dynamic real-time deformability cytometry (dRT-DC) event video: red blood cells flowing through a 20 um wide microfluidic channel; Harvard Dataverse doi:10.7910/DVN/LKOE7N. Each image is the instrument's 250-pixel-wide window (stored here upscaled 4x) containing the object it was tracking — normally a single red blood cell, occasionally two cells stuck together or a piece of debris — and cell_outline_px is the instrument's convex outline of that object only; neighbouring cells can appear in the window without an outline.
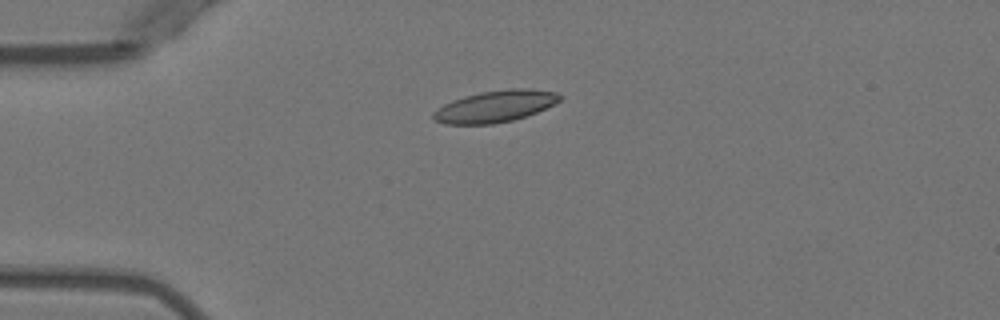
{"species": "Egyptian fruit bat (a non-hibernating species)", "species_latin": "Rousettus aegyptiacus", "temperature_condition": "warm", "stored_images_in_passage": 5, "camera_frame_rate_fps": 3000, "um_per_image_px": 0.085, "animal": {"sex": "female"}, "frame": {"image": 1, "passage_image": 4, "time_ms": 3.333, "image_size_px": [1000, 320], "cell_outline_px": [[560, 100], [536, 112], [512, 120], [492, 124], [444, 124], [432, 120], [432, 112], [436, 108], [452, 100], [464, 96], [480, 92], [508, 88], [532, 88], [556, 92], [560, 96]], "centroid_in_image_um": [42.02, 9.03], "position_along_channel_um": 43.0, "area_um2": 23.35}}